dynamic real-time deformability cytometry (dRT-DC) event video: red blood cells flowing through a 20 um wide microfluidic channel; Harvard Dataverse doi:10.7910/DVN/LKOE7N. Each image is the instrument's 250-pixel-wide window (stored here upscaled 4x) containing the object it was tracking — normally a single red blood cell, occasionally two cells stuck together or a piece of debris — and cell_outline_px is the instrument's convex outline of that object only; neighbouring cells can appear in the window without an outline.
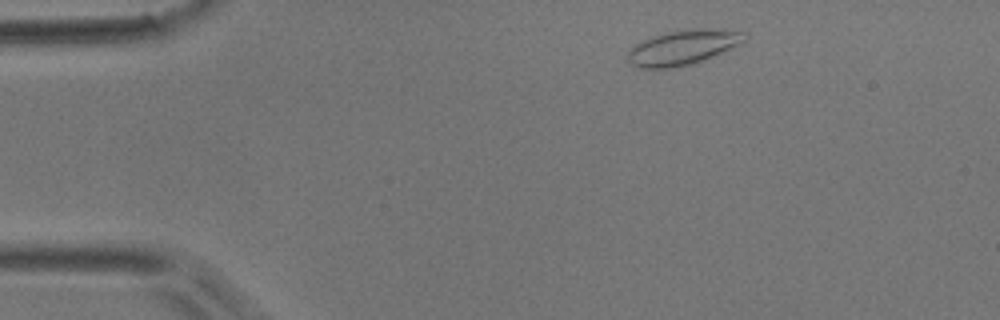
{"species": "common noctule bat (a hibernating species)", "species_latin": "Nyctalus noctula", "temperature_condition": "room temperature", "stored_images_in_passage": 3, "camera_frame_rate_fps": 3000, "um_per_image_px": 0.085, "animal": {"sex": "male", "body_mass_g": 17.9}, "frame": {"image": 1, "passage_image": 1, "time_ms": 0.0, "image_size_px": [1000, 320], "cell_outline_px": [[748, 32], [744, 40], [740, 44], [692, 64], [672, 68], [640, 68], [632, 64], [628, 60], [628, 52], [640, 40], [652, 36], [668, 32], [696, 28], [704, 28]], "centroid_in_image_um": [58.03, 4.02], "position_along_channel_um": 27.0, "area_um2": 23.41}}